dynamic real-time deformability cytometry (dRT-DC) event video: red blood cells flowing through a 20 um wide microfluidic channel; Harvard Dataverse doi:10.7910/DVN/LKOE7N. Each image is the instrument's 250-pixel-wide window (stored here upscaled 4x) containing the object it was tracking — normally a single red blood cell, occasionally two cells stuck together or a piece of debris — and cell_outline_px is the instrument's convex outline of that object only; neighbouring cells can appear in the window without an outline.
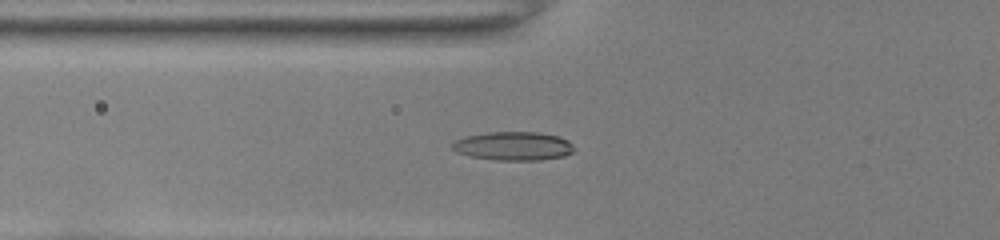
{"species": "common noctule bat (a hibernating species)", "species_latin": "Nyctalus noctula", "temperature_condition": "room temperature", "stored_images_in_passage": 34, "camera_frame_rate_fps": 3000, "um_per_image_px": 0.085, "animal": {"sex": "female", "body_mass_g": 22.0, "forearm_length_mm": 56.7}, "frame": {"image": 1, "passage_image": 6, "time_ms": 1.667, "image_size_px": [1000, 240], "cell_outline_px": [[576, 148], [572, 152], [564, 156], [540, 160], [496, 160], [472, 156], [456, 152], [452, 148], [452, 144], [456, 140], [464, 136], [488, 132], [540, 132], [560, 136], [568, 140]], "centroid_in_image_um": [43.67, 12.4], "position_along_channel_um": 82.1, "area_um2": 20.46}}
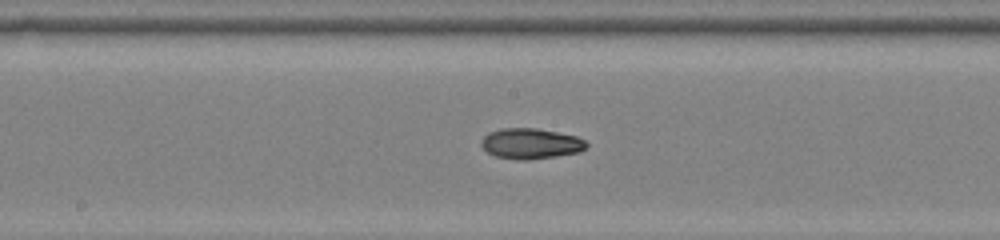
{"frame": {"image": 2, "passage_image": 15, "time_ms": 4.667, "image_size_px": [1000, 240], "cell_outline_px": [[588, 144], [580, 152], [556, 156], [528, 160], [520, 160], [496, 156], [488, 152], [480, 144], [480, 140], [488, 132], [500, 128], [536, 128], [576, 136], [584, 140]], "centroid_in_image_um": [45.08, 12.2], "position_along_channel_um": 203.1, "area_um2": 18.67}}
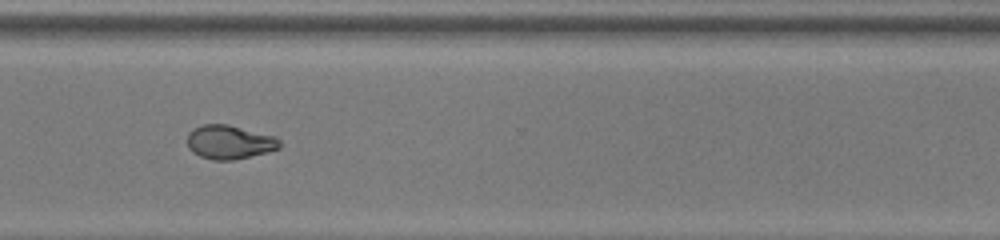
{"frame": {"image": 3, "passage_image": 26, "time_ms": 8.333, "image_size_px": [1000, 240], "cell_outline_px": [[284, 144], [280, 148], [268, 152], [232, 160], [212, 160], [200, 156], [192, 152], [188, 148], [188, 132], [192, 128], [204, 124], [228, 124], [276, 136]], "centroid_in_image_um": [19.53, 12.07], "position_along_channel_um": 351.1, "area_um2": 18.5}, "authors_computed_cell_mechanics": {"area_um2": 18.4671, "velocity_mm_per_s": 4.0337, "shape_relaxation_time_tau1_ms": null, "shape_relaxation_time_tau2_ms": 2.6311, "deformation_change_tau1": null, "deformation_change_tau2": 0.0726}}